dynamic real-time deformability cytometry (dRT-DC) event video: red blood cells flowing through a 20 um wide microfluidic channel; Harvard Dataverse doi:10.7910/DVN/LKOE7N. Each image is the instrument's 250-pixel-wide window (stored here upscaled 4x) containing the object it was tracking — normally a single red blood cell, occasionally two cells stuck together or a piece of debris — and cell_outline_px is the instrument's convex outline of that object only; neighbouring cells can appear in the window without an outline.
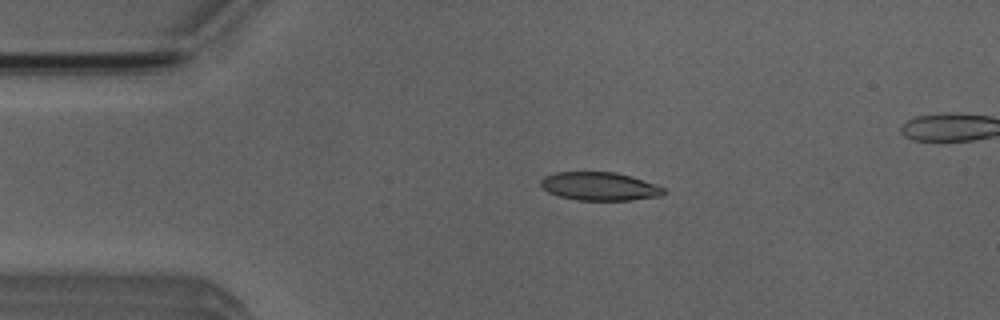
{"species": "Egyptian fruit bat (a non-hibernating species)", "species_latin": "Rousettus aegyptiacus", "temperature_condition": "room temperature", "stored_images_in_passage": 4, "camera_frame_rate_fps": 3000, "um_per_image_px": 0.085, "animal": {"sex": "male"}, "frame": {"image": 1, "passage_image": 3, "time_ms": 2.333, "image_size_px": [1000, 320], "cell_outline_px": [[668, 192], [660, 196], [632, 200], [576, 200], [560, 196], [548, 192], [540, 184], [540, 180], [544, 176], [556, 172], [616, 172], [632, 176], [656, 184], [664, 188]], "centroid_in_image_um": [50.99, 15.83], "position_along_channel_um": 34.0, "area_um2": 20.4}}